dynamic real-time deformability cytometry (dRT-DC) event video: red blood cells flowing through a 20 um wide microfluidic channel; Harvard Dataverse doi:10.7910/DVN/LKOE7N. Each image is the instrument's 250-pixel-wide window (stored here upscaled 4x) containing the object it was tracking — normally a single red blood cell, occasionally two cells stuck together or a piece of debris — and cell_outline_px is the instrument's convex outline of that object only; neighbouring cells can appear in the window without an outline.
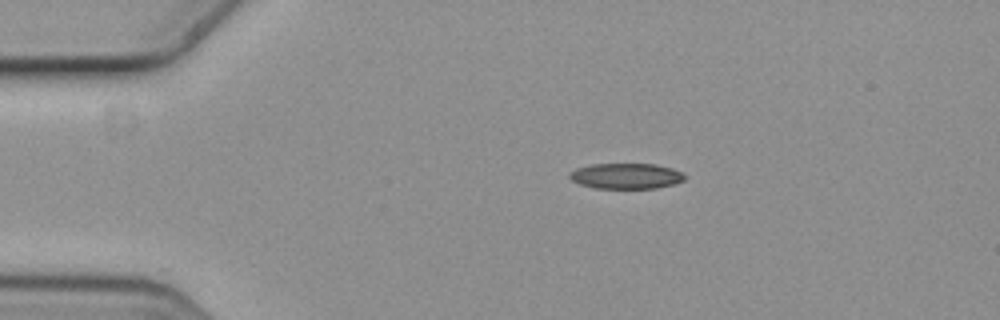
{"species": "common noctule bat (a hibernating species)", "species_latin": "Nyctalus noctula", "temperature_condition": "cold", "stored_images_in_passage": 4, "camera_frame_rate_fps": 3000, "um_per_image_px": 0.085, "animal": {"sex": "female", "body_mass_g": 19.3, "forearm_length_mm": 54.1}, "frame": {"image": 1, "passage_image": 3, "time_ms": 0.667, "image_size_px": [1000, 320], "cell_outline_px": [[684, 180], [672, 184], [656, 188], [596, 188], [580, 184], [572, 180], [568, 176], [576, 168], [592, 164], [656, 164], [672, 168], [680, 172], [684, 176]], "centroid_in_image_um": [53.2, 14.95], "position_along_channel_um": 31.8, "area_um2": 16.94}}